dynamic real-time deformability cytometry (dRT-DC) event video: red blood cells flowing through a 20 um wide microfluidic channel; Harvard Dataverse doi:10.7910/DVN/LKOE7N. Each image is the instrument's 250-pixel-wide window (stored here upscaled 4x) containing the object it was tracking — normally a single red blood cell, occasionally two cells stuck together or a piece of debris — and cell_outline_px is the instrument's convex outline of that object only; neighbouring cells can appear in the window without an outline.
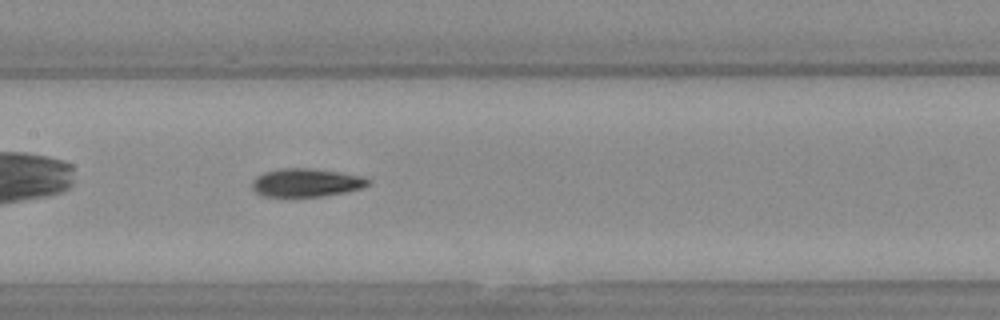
{"species": "Egyptian fruit bat (a non-hibernating species)", "species_latin": "Rousettus aegyptiacus", "temperature_condition": "warm", "stored_images_in_passage": 33, "camera_frame_rate_fps": 3000, "um_per_image_px": 0.085, "animal": {"sex": "female"}, "frame": {"image": 1, "passage_image": 10, "time_ms": 3.0, "image_size_px": [1000, 320], "cell_outline_px": [[368, 184], [360, 188], [344, 192], [324, 196], [264, 196], [256, 192], [252, 188], [252, 180], [264, 172], [284, 168], [308, 168], [336, 172], [360, 176], [368, 180]], "centroid_in_image_um": [25.97, 15.53], "position_along_channel_um": 181.4, "area_um2": 18.61}}